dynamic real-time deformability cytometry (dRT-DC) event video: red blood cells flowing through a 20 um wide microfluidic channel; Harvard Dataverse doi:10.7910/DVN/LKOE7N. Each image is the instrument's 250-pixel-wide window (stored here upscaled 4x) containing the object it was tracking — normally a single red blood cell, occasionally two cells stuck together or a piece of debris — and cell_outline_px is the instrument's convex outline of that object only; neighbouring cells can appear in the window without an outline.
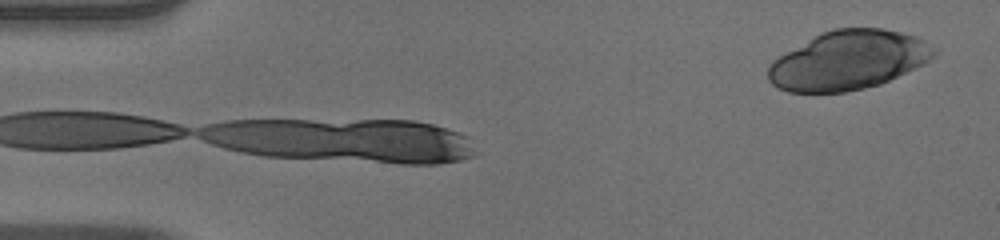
{"species": "human", "species_latin": "Homo sapiens", "temperature_condition": "warm", "stored_images_in_passage": 15, "camera_frame_rate_fps": 3000, "um_per_image_px": 0.085, "donor": {"sex": "male"}, "frame": {"image": 1, "passage_image": 15, "time_ms": 4.667, "image_size_px": [1000, 240], "cell_outline_px": [[936, 52], [924, 64], [880, 84], [864, 88], [844, 92], [788, 92], [776, 88], [768, 80], [768, 68], [772, 60], [820, 32], [836, 28], [880, 28], [900, 32], [916, 36], [924, 40]], "centroid_in_image_um": [72.06, 5.12], "position_along_channel_um": 12.9, "area_um2": 56.76}}